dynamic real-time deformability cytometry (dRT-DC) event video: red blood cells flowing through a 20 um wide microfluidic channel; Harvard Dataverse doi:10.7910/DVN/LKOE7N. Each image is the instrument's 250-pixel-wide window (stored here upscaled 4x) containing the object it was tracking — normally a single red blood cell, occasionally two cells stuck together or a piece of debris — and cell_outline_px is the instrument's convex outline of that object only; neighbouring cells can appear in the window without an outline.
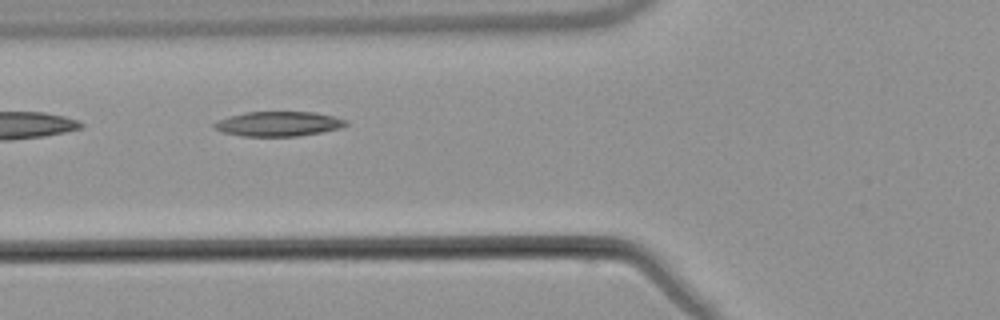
{"species": "common noctule bat (a hibernating species)", "species_latin": "Nyctalus noctula", "temperature_condition": "warm", "stored_images_in_passage": 3, "camera_frame_rate_fps": 3000, "um_per_image_px": 0.085, "animal": {"sex": "male", "body_mass_g": 21.5, "forearm_length_mm": 52.0}, "frame": {"image": 1, "passage_image": 2, "time_ms": 2.0, "image_size_px": [1000, 320], "cell_outline_px": [[348, 124], [340, 128], [320, 132], [296, 136], [240, 136], [224, 132], [212, 128], [212, 124], [220, 120], [244, 112], [316, 112], [348, 120]], "centroid_in_image_um": [23.67, 10.52], "position_along_channel_um": 102.1, "area_um2": 18.84}}